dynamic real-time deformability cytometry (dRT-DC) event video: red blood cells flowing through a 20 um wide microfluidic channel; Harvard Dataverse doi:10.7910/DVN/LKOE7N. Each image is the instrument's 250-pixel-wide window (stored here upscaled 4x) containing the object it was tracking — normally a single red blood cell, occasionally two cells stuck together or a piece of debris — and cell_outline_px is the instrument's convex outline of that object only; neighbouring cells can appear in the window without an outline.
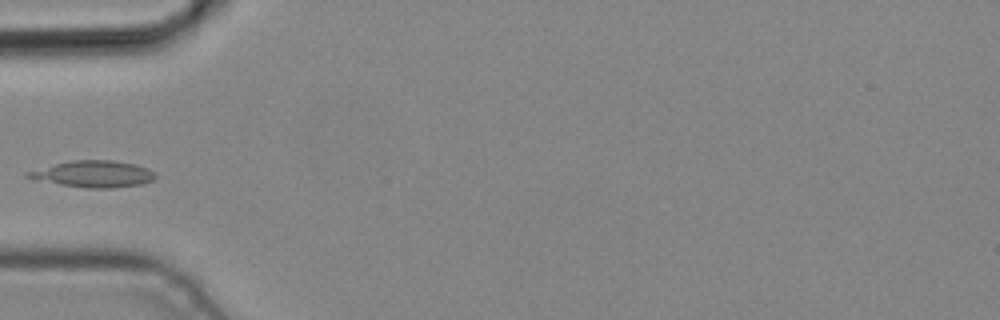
{"species": "common noctule bat (a hibernating species)", "species_latin": "Nyctalus noctula", "temperature_condition": "cold", "stored_images_in_passage": 3, "camera_frame_rate_fps": 3000, "um_per_image_px": 0.085, "animal": {"sex": "male", "body_mass_g": 19.2, "forearm_length_mm": 51.8}, "frame": {"image": 1, "passage_image": 3, "time_ms": 0.667, "image_size_px": [1000, 320], "cell_outline_px": [[156, 176], [152, 180], [140, 184], [112, 188], [84, 188], [32, 180], [24, 176], [28, 172], [56, 164], [72, 160], [112, 160], [136, 164], [148, 168], [156, 172]], "centroid_in_image_um": [7.95, 14.79], "position_along_channel_um": 77.0, "area_um2": 19.71}}